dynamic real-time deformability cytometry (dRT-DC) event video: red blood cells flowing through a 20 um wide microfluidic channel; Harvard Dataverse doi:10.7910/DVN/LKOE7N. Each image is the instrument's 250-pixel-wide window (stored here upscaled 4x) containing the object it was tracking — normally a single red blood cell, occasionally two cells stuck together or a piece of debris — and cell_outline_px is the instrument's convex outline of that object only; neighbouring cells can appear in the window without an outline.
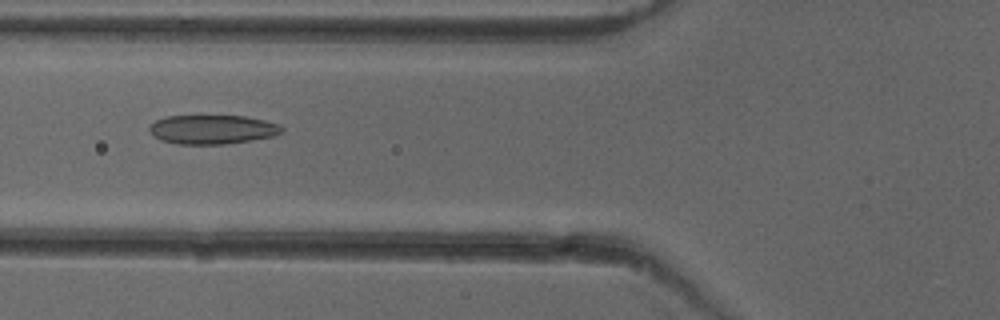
{"species": "common noctule bat (a hibernating species)", "species_latin": "Nyctalus noctula", "temperature_condition": "cold", "stored_images_in_passage": 52, "camera_frame_rate_fps": 3000, "um_per_image_px": 0.085, "animal": {"sex": "female"}, "frame": {"image": 1, "passage_image": 20, "time_ms": 6.333, "image_size_px": [1000, 320], "cell_outline_px": [[284, 132], [272, 136], [224, 144], [176, 144], [160, 140], [152, 136], [148, 132], [148, 128], [156, 120], [164, 116], [244, 116], [264, 120], [276, 124], [284, 128]], "centroid_in_image_um": [17.99, 11.0], "position_along_channel_um": 107.8, "area_um2": 22.43}}
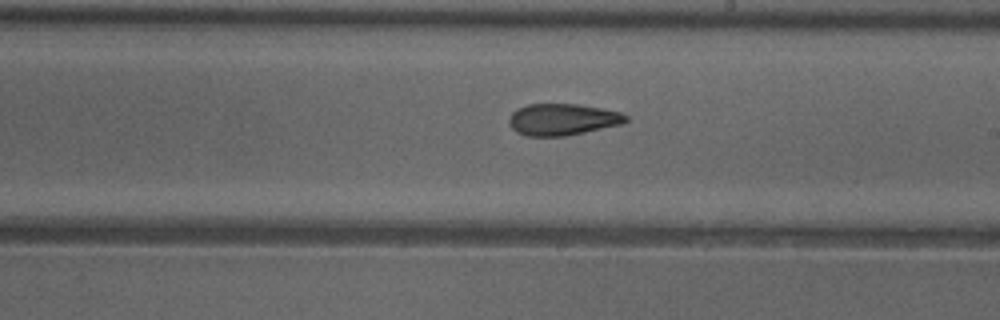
{"frame": {"image": 2, "passage_image": 30, "time_ms": 9.667, "image_size_px": [1000, 320], "cell_outline_px": [[628, 120], [620, 124], [584, 132], [564, 136], [524, 136], [516, 132], [508, 124], [508, 120], [512, 112], [516, 108], [528, 104], [580, 104], [620, 112], [628, 116]], "centroid_in_image_um": [47.76, 10.15], "position_along_channel_um": 241.2, "area_um2": 21.56}}
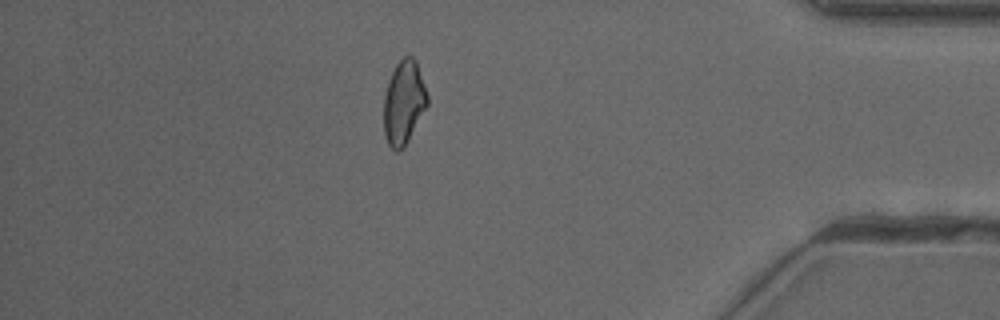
{"frame": {"image": 3, "passage_image": 45, "time_ms": 14.667, "image_size_px": [1000, 320], "cell_outline_px": [[428, 104], [404, 148], [396, 152], [388, 144], [384, 136], [384, 96], [388, 80], [396, 64], [404, 56], [412, 56], [416, 60], [428, 96]], "centroid_in_image_um": [34.31, 8.72], "position_along_channel_um": 400.9, "area_um2": 21.27}, "authors_computed_cell_mechanics": {"area_um2": 21.7906, "velocity_mm_per_s": 3.9924, "shape_relaxation_time_tau1_ms": 10.2033, "shape_relaxation_time_tau2_ms": 3.1626, "deformation_change_tau1": 0.1952, "deformation_change_tau2": 0.1081}}